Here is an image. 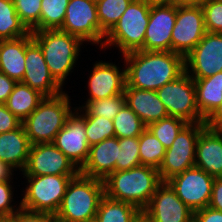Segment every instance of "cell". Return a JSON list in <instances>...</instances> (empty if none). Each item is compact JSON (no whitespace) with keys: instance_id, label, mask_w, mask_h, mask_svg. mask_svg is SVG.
Segmentation results:
<instances>
[{"instance_id":"8992f818","label":"cell","mask_w":222,"mask_h":222,"mask_svg":"<svg viewBox=\"0 0 222 222\" xmlns=\"http://www.w3.org/2000/svg\"><path fill=\"white\" fill-rule=\"evenodd\" d=\"M150 9L151 5L146 1L133 0L119 21L105 35L101 49L115 45L123 55L144 51V37L149 23Z\"/></svg>"},{"instance_id":"3957f363","label":"cell","mask_w":222,"mask_h":222,"mask_svg":"<svg viewBox=\"0 0 222 222\" xmlns=\"http://www.w3.org/2000/svg\"><path fill=\"white\" fill-rule=\"evenodd\" d=\"M104 195L103 180L79 173L67 186L62 202L54 215L55 222L94 220Z\"/></svg>"},{"instance_id":"b9f144b4","label":"cell","mask_w":222,"mask_h":222,"mask_svg":"<svg viewBox=\"0 0 222 222\" xmlns=\"http://www.w3.org/2000/svg\"><path fill=\"white\" fill-rule=\"evenodd\" d=\"M193 222H222V212L207 206L194 212Z\"/></svg>"},{"instance_id":"30bf717a","label":"cell","mask_w":222,"mask_h":222,"mask_svg":"<svg viewBox=\"0 0 222 222\" xmlns=\"http://www.w3.org/2000/svg\"><path fill=\"white\" fill-rule=\"evenodd\" d=\"M63 32L79 37L83 42L104 44L96 2L92 0H69L62 27Z\"/></svg>"},{"instance_id":"6da1fadb","label":"cell","mask_w":222,"mask_h":222,"mask_svg":"<svg viewBox=\"0 0 222 222\" xmlns=\"http://www.w3.org/2000/svg\"><path fill=\"white\" fill-rule=\"evenodd\" d=\"M126 84L157 91L185 72V57L172 51H134L123 55Z\"/></svg>"},{"instance_id":"c3c4849f","label":"cell","mask_w":222,"mask_h":222,"mask_svg":"<svg viewBox=\"0 0 222 222\" xmlns=\"http://www.w3.org/2000/svg\"><path fill=\"white\" fill-rule=\"evenodd\" d=\"M149 5L173 4V0H144Z\"/></svg>"},{"instance_id":"9c48e42d","label":"cell","mask_w":222,"mask_h":222,"mask_svg":"<svg viewBox=\"0 0 222 222\" xmlns=\"http://www.w3.org/2000/svg\"><path fill=\"white\" fill-rule=\"evenodd\" d=\"M156 92L169 116L183 119L187 123L205 122L196 104L194 79L186 72Z\"/></svg>"},{"instance_id":"60d3db41","label":"cell","mask_w":222,"mask_h":222,"mask_svg":"<svg viewBox=\"0 0 222 222\" xmlns=\"http://www.w3.org/2000/svg\"><path fill=\"white\" fill-rule=\"evenodd\" d=\"M22 125L20 121L5 104H0V134L13 131Z\"/></svg>"},{"instance_id":"5b68a950","label":"cell","mask_w":222,"mask_h":222,"mask_svg":"<svg viewBox=\"0 0 222 222\" xmlns=\"http://www.w3.org/2000/svg\"><path fill=\"white\" fill-rule=\"evenodd\" d=\"M69 98L65 91L57 96L45 97L22 122L31 145L53 142L73 112Z\"/></svg>"},{"instance_id":"e575fe53","label":"cell","mask_w":222,"mask_h":222,"mask_svg":"<svg viewBox=\"0 0 222 222\" xmlns=\"http://www.w3.org/2000/svg\"><path fill=\"white\" fill-rule=\"evenodd\" d=\"M85 119V130L89 146L107 138L115 137L113 120L103 116H82Z\"/></svg>"},{"instance_id":"7a4b0ae2","label":"cell","mask_w":222,"mask_h":222,"mask_svg":"<svg viewBox=\"0 0 222 222\" xmlns=\"http://www.w3.org/2000/svg\"><path fill=\"white\" fill-rule=\"evenodd\" d=\"M103 182L106 196L130 203L140 211L146 208L157 187L162 183L158 169L147 165L114 171Z\"/></svg>"},{"instance_id":"7402d4cb","label":"cell","mask_w":222,"mask_h":222,"mask_svg":"<svg viewBox=\"0 0 222 222\" xmlns=\"http://www.w3.org/2000/svg\"><path fill=\"white\" fill-rule=\"evenodd\" d=\"M124 94L127 106L146 126L169 116L156 91L137 89L126 84Z\"/></svg>"},{"instance_id":"7dc6e473","label":"cell","mask_w":222,"mask_h":222,"mask_svg":"<svg viewBox=\"0 0 222 222\" xmlns=\"http://www.w3.org/2000/svg\"><path fill=\"white\" fill-rule=\"evenodd\" d=\"M207 0H173V5L177 7L184 6H202Z\"/></svg>"},{"instance_id":"2e32d148","label":"cell","mask_w":222,"mask_h":222,"mask_svg":"<svg viewBox=\"0 0 222 222\" xmlns=\"http://www.w3.org/2000/svg\"><path fill=\"white\" fill-rule=\"evenodd\" d=\"M194 212L184 204L167 182H162L142 215L149 222H193Z\"/></svg>"},{"instance_id":"f35d334b","label":"cell","mask_w":222,"mask_h":222,"mask_svg":"<svg viewBox=\"0 0 222 222\" xmlns=\"http://www.w3.org/2000/svg\"><path fill=\"white\" fill-rule=\"evenodd\" d=\"M11 180L0 182V218L1 219H10L19 209L20 205L17 208L11 204L13 201V191Z\"/></svg>"},{"instance_id":"7c38bea8","label":"cell","mask_w":222,"mask_h":222,"mask_svg":"<svg viewBox=\"0 0 222 222\" xmlns=\"http://www.w3.org/2000/svg\"><path fill=\"white\" fill-rule=\"evenodd\" d=\"M185 72L194 80L222 72V33L206 32L185 56Z\"/></svg>"},{"instance_id":"f546056e","label":"cell","mask_w":222,"mask_h":222,"mask_svg":"<svg viewBox=\"0 0 222 222\" xmlns=\"http://www.w3.org/2000/svg\"><path fill=\"white\" fill-rule=\"evenodd\" d=\"M85 106H80L76 111L81 116H103L113 120L120 109L126 104L125 94L115 95L109 98L86 101ZM82 112V113H80ZM85 112V113H84Z\"/></svg>"},{"instance_id":"4dcf8cb0","label":"cell","mask_w":222,"mask_h":222,"mask_svg":"<svg viewBox=\"0 0 222 222\" xmlns=\"http://www.w3.org/2000/svg\"><path fill=\"white\" fill-rule=\"evenodd\" d=\"M133 0H99L96 2L101 34L105 35L119 21Z\"/></svg>"},{"instance_id":"cb8c5ba5","label":"cell","mask_w":222,"mask_h":222,"mask_svg":"<svg viewBox=\"0 0 222 222\" xmlns=\"http://www.w3.org/2000/svg\"><path fill=\"white\" fill-rule=\"evenodd\" d=\"M0 72L21 82L25 75V36L0 41Z\"/></svg>"},{"instance_id":"52a82bcc","label":"cell","mask_w":222,"mask_h":222,"mask_svg":"<svg viewBox=\"0 0 222 222\" xmlns=\"http://www.w3.org/2000/svg\"><path fill=\"white\" fill-rule=\"evenodd\" d=\"M77 175H42L25 176L28 180L24 196L19 205L21 208L55 215L67 186Z\"/></svg>"},{"instance_id":"f1b7e54d","label":"cell","mask_w":222,"mask_h":222,"mask_svg":"<svg viewBox=\"0 0 222 222\" xmlns=\"http://www.w3.org/2000/svg\"><path fill=\"white\" fill-rule=\"evenodd\" d=\"M165 152L166 148L163 144L146 128L139 136V157L141 165L159 169L163 162Z\"/></svg>"},{"instance_id":"4316f807","label":"cell","mask_w":222,"mask_h":222,"mask_svg":"<svg viewBox=\"0 0 222 222\" xmlns=\"http://www.w3.org/2000/svg\"><path fill=\"white\" fill-rule=\"evenodd\" d=\"M141 215L142 211L136 206L104 195L100 200L95 220L97 222H134Z\"/></svg>"},{"instance_id":"ffe728a7","label":"cell","mask_w":222,"mask_h":222,"mask_svg":"<svg viewBox=\"0 0 222 222\" xmlns=\"http://www.w3.org/2000/svg\"><path fill=\"white\" fill-rule=\"evenodd\" d=\"M195 166L214 178L222 177V129L205 126L196 144Z\"/></svg>"},{"instance_id":"44dd1931","label":"cell","mask_w":222,"mask_h":222,"mask_svg":"<svg viewBox=\"0 0 222 222\" xmlns=\"http://www.w3.org/2000/svg\"><path fill=\"white\" fill-rule=\"evenodd\" d=\"M119 150V138L117 137L107 138L90 146L88 159L80 169V174L104 180L115 171Z\"/></svg>"},{"instance_id":"8fae6325","label":"cell","mask_w":222,"mask_h":222,"mask_svg":"<svg viewBox=\"0 0 222 222\" xmlns=\"http://www.w3.org/2000/svg\"><path fill=\"white\" fill-rule=\"evenodd\" d=\"M214 177L193 166L166 181L193 212L209 206Z\"/></svg>"},{"instance_id":"ba28073f","label":"cell","mask_w":222,"mask_h":222,"mask_svg":"<svg viewBox=\"0 0 222 222\" xmlns=\"http://www.w3.org/2000/svg\"><path fill=\"white\" fill-rule=\"evenodd\" d=\"M205 122L188 123L174 139L159 167L162 182L195 166L196 144Z\"/></svg>"},{"instance_id":"d6a6232c","label":"cell","mask_w":222,"mask_h":222,"mask_svg":"<svg viewBox=\"0 0 222 222\" xmlns=\"http://www.w3.org/2000/svg\"><path fill=\"white\" fill-rule=\"evenodd\" d=\"M69 0H41L40 31L62 27Z\"/></svg>"},{"instance_id":"681fc988","label":"cell","mask_w":222,"mask_h":222,"mask_svg":"<svg viewBox=\"0 0 222 222\" xmlns=\"http://www.w3.org/2000/svg\"><path fill=\"white\" fill-rule=\"evenodd\" d=\"M134 222H149V221L143 215H141Z\"/></svg>"},{"instance_id":"74e56055","label":"cell","mask_w":222,"mask_h":222,"mask_svg":"<svg viewBox=\"0 0 222 222\" xmlns=\"http://www.w3.org/2000/svg\"><path fill=\"white\" fill-rule=\"evenodd\" d=\"M201 7L206 32L222 33V2L207 0Z\"/></svg>"},{"instance_id":"bcb514c9","label":"cell","mask_w":222,"mask_h":222,"mask_svg":"<svg viewBox=\"0 0 222 222\" xmlns=\"http://www.w3.org/2000/svg\"><path fill=\"white\" fill-rule=\"evenodd\" d=\"M14 170L9 164L0 160V182L12 180Z\"/></svg>"},{"instance_id":"d6986e66","label":"cell","mask_w":222,"mask_h":222,"mask_svg":"<svg viewBox=\"0 0 222 222\" xmlns=\"http://www.w3.org/2000/svg\"><path fill=\"white\" fill-rule=\"evenodd\" d=\"M88 80L87 101L109 98L124 93L126 69H119L113 63L96 61Z\"/></svg>"},{"instance_id":"d590c367","label":"cell","mask_w":222,"mask_h":222,"mask_svg":"<svg viewBox=\"0 0 222 222\" xmlns=\"http://www.w3.org/2000/svg\"><path fill=\"white\" fill-rule=\"evenodd\" d=\"M119 154L115 171L129 170L141 165L139 157V137L119 138Z\"/></svg>"},{"instance_id":"83f0119b","label":"cell","mask_w":222,"mask_h":222,"mask_svg":"<svg viewBox=\"0 0 222 222\" xmlns=\"http://www.w3.org/2000/svg\"><path fill=\"white\" fill-rule=\"evenodd\" d=\"M30 31L20 21L13 0H0V41L23 37Z\"/></svg>"},{"instance_id":"603a6c76","label":"cell","mask_w":222,"mask_h":222,"mask_svg":"<svg viewBox=\"0 0 222 222\" xmlns=\"http://www.w3.org/2000/svg\"><path fill=\"white\" fill-rule=\"evenodd\" d=\"M30 147L23 125L13 131L0 134V160L14 169L24 170Z\"/></svg>"},{"instance_id":"1f68e13d","label":"cell","mask_w":222,"mask_h":222,"mask_svg":"<svg viewBox=\"0 0 222 222\" xmlns=\"http://www.w3.org/2000/svg\"><path fill=\"white\" fill-rule=\"evenodd\" d=\"M115 137H139L147 126L138 115L125 104L113 119Z\"/></svg>"},{"instance_id":"ab89813d","label":"cell","mask_w":222,"mask_h":222,"mask_svg":"<svg viewBox=\"0 0 222 222\" xmlns=\"http://www.w3.org/2000/svg\"><path fill=\"white\" fill-rule=\"evenodd\" d=\"M9 220L11 222H55V217L50 213L29 211L20 207Z\"/></svg>"},{"instance_id":"836d02e7","label":"cell","mask_w":222,"mask_h":222,"mask_svg":"<svg viewBox=\"0 0 222 222\" xmlns=\"http://www.w3.org/2000/svg\"><path fill=\"white\" fill-rule=\"evenodd\" d=\"M188 123L180 118L168 116L159 121L150 123L147 128L154 134V136L168 149L171 147L174 139L179 132Z\"/></svg>"},{"instance_id":"484cf974","label":"cell","mask_w":222,"mask_h":222,"mask_svg":"<svg viewBox=\"0 0 222 222\" xmlns=\"http://www.w3.org/2000/svg\"><path fill=\"white\" fill-rule=\"evenodd\" d=\"M45 98L39 91L32 89L26 84L17 82L5 106L20 121H24Z\"/></svg>"},{"instance_id":"f907efd6","label":"cell","mask_w":222,"mask_h":222,"mask_svg":"<svg viewBox=\"0 0 222 222\" xmlns=\"http://www.w3.org/2000/svg\"><path fill=\"white\" fill-rule=\"evenodd\" d=\"M0 222H11L9 219H2Z\"/></svg>"},{"instance_id":"9a60e30c","label":"cell","mask_w":222,"mask_h":222,"mask_svg":"<svg viewBox=\"0 0 222 222\" xmlns=\"http://www.w3.org/2000/svg\"><path fill=\"white\" fill-rule=\"evenodd\" d=\"M21 83L39 91L45 97L57 96L64 92L51 75L42 49L33 40L31 31L25 35V75Z\"/></svg>"},{"instance_id":"e0dca14e","label":"cell","mask_w":222,"mask_h":222,"mask_svg":"<svg viewBox=\"0 0 222 222\" xmlns=\"http://www.w3.org/2000/svg\"><path fill=\"white\" fill-rule=\"evenodd\" d=\"M76 109L68 116L52 143L80 170L88 159L90 146L85 134V119Z\"/></svg>"},{"instance_id":"f6af8a7d","label":"cell","mask_w":222,"mask_h":222,"mask_svg":"<svg viewBox=\"0 0 222 222\" xmlns=\"http://www.w3.org/2000/svg\"><path fill=\"white\" fill-rule=\"evenodd\" d=\"M206 126L222 129V102L216 111L205 121Z\"/></svg>"},{"instance_id":"ee69618b","label":"cell","mask_w":222,"mask_h":222,"mask_svg":"<svg viewBox=\"0 0 222 222\" xmlns=\"http://www.w3.org/2000/svg\"><path fill=\"white\" fill-rule=\"evenodd\" d=\"M17 81L0 72V104H5Z\"/></svg>"},{"instance_id":"5bb4252c","label":"cell","mask_w":222,"mask_h":222,"mask_svg":"<svg viewBox=\"0 0 222 222\" xmlns=\"http://www.w3.org/2000/svg\"><path fill=\"white\" fill-rule=\"evenodd\" d=\"M206 34L201 6L177 7L176 23L171 35V51L186 56Z\"/></svg>"},{"instance_id":"ac0fdd59","label":"cell","mask_w":222,"mask_h":222,"mask_svg":"<svg viewBox=\"0 0 222 222\" xmlns=\"http://www.w3.org/2000/svg\"><path fill=\"white\" fill-rule=\"evenodd\" d=\"M177 6L151 5L144 37V51H171V35L176 23Z\"/></svg>"},{"instance_id":"d4e9b609","label":"cell","mask_w":222,"mask_h":222,"mask_svg":"<svg viewBox=\"0 0 222 222\" xmlns=\"http://www.w3.org/2000/svg\"><path fill=\"white\" fill-rule=\"evenodd\" d=\"M196 104L202 119L206 121L222 102V72L194 80Z\"/></svg>"},{"instance_id":"4fadbf2b","label":"cell","mask_w":222,"mask_h":222,"mask_svg":"<svg viewBox=\"0 0 222 222\" xmlns=\"http://www.w3.org/2000/svg\"><path fill=\"white\" fill-rule=\"evenodd\" d=\"M24 176L78 175L80 170L53 143L31 145Z\"/></svg>"},{"instance_id":"816d5d0a","label":"cell","mask_w":222,"mask_h":222,"mask_svg":"<svg viewBox=\"0 0 222 222\" xmlns=\"http://www.w3.org/2000/svg\"><path fill=\"white\" fill-rule=\"evenodd\" d=\"M86 222H97V221L94 219V220H91V221H86Z\"/></svg>"},{"instance_id":"277c9868","label":"cell","mask_w":222,"mask_h":222,"mask_svg":"<svg viewBox=\"0 0 222 222\" xmlns=\"http://www.w3.org/2000/svg\"><path fill=\"white\" fill-rule=\"evenodd\" d=\"M31 35L42 49L51 75L63 86L78 60L80 46L84 42L79 37L59 29L33 31Z\"/></svg>"},{"instance_id":"7bdbcfd3","label":"cell","mask_w":222,"mask_h":222,"mask_svg":"<svg viewBox=\"0 0 222 222\" xmlns=\"http://www.w3.org/2000/svg\"><path fill=\"white\" fill-rule=\"evenodd\" d=\"M209 207L222 212V177L213 181Z\"/></svg>"},{"instance_id":"8d00e7d4","label":"cell","mask_w":222,"mask_h":222,"mask_svg":"<svg viewBox=\"0 0 222 222\" xmlns=\"http://www.w3.org/2000/svg\"><path fill=\"white\" fill-rule=\"evenodd\" d=\"M16 13L25 27L33 32L40 31L41 0H13Z\"/></svg>"}]
</instances>
